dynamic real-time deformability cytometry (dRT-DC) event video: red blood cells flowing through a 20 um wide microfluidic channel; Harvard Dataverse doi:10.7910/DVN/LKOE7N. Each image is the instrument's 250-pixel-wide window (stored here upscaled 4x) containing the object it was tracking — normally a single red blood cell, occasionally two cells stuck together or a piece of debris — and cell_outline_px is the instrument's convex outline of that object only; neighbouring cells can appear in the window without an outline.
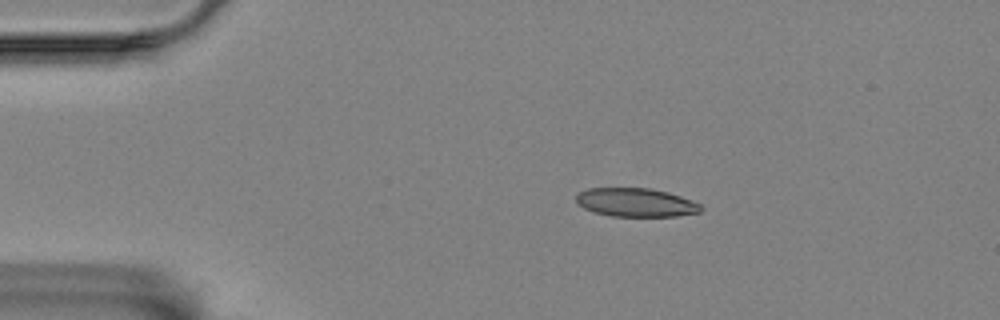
{"species": "Egyptian fruit bat (a non-hibernating species)", "species_latin": "Rousettus aegyptiacus", "temperature_condition": "room temperature", "stored_images_in_passage": 49, "camera_frame_rate_fps": 3000, "um_per_image_px": 0.085, "animal": {"sex": "female"}, "frame": {"image": 1, "passage_image": 1, "time_ms": 0.0, "image_size_px": [1000, 320], "cell_outline_px": [[704, 208], [700, 212], [676, 216], [612, 216], [596, 212], [584, 208], [576, 200], [576, 196], [580, 192], [588, 188], [652, 188], [668, 192], [692, 200], [700, 204]], "centroid_in_image_um": [54.09, 17.2], "position_along_channel_um": 30.9, "area_um2": 20.69}}
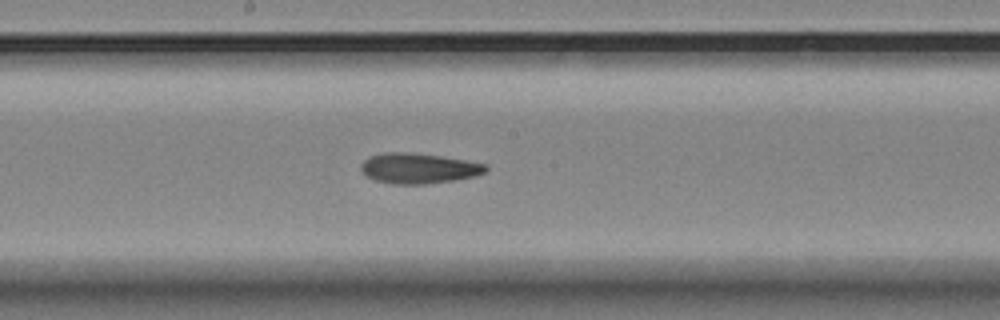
{"frame": {"image": 2, "passage_image": 21, "time_ms": 6.667, "image_size_px": [1000, 320], "cell_outline_px": [[488, 168], [484, 172], [476, 176], [456, 180], [424, 184], [396, 184], [376, 180], [368, 176], [360, 168], [360, 164], [368, 156], [384, 152], [408, 152], [440, 156], [488, 164]], "centroid_in_image_um": [35.59, 14.3], "position_along_channel_um": 212.6, "area_um2": 22.02}}
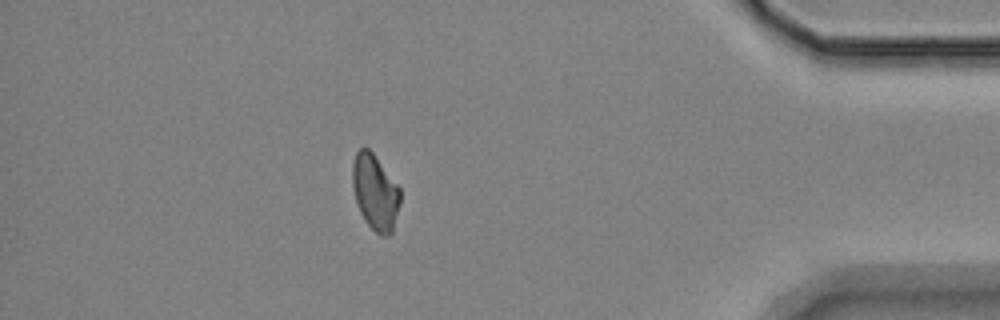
{"frame": {"image": 3, "passage_image": 41, "time_ms": 13.333, "image_size_px": [1000, 320], "cell_outline_px": [[400, 204], [392, 232], [388, 236], [380, 236], [368, 224], [360, 212], [352, 188], [352, 164], [356, 152], [360, 148], [368, 148], [372, 152], [400, 188]], "centroid_in_image_um": [31.88, 16.34], "position_along_channel_um": 403.3, "area_um2": 20.92}, "authors_computed_cell_mechanics": {"area_um2": 21.675, "velocity_mm_per_s": 3.4647, "shape_relaxation_time_tau1_ms": 9.507, "shape_relaxation_time_tau2_ms": 7.4645, "deformation_change_tau1": 0.1709, "deformation_change_tau2": 0.1532}}